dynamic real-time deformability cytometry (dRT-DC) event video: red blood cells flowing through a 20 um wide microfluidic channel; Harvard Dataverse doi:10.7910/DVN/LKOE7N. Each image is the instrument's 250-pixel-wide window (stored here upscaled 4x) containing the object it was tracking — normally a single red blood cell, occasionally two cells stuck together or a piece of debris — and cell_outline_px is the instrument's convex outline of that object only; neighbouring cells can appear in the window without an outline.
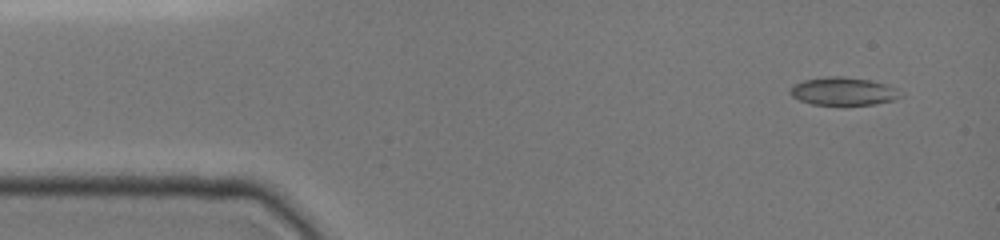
{"species": "common noctule bat (a hibernating species)", "species_latin": "Nyctalus noctula", "temperature_condition": "cold", "stored_images_in_passage": 8, "camera_frame_rate_fps": 3000, "um_per_image_px": 0.085, "animal": {"sex": "female", "body_mass_g": 19.0, "forearm_length_mm": 51.5}, "frame": {"image": 1, "passage_image": 1, "time_ms": 0.0, "image_size_px": [1000, 240], "cell_outline_px": [[904, 96], [892, 100], [872, 104], [812, 104], [800, 100], [792, 96], [788, 92], [792, 84], [804, 80], [828, 76], [844, 76], [872, 80], [896, 88], [904, 92]], "centroid_in_image_um": [71.69, 7.74], "position_along_channel_um": 13.3, "area_um2": 18.03}}